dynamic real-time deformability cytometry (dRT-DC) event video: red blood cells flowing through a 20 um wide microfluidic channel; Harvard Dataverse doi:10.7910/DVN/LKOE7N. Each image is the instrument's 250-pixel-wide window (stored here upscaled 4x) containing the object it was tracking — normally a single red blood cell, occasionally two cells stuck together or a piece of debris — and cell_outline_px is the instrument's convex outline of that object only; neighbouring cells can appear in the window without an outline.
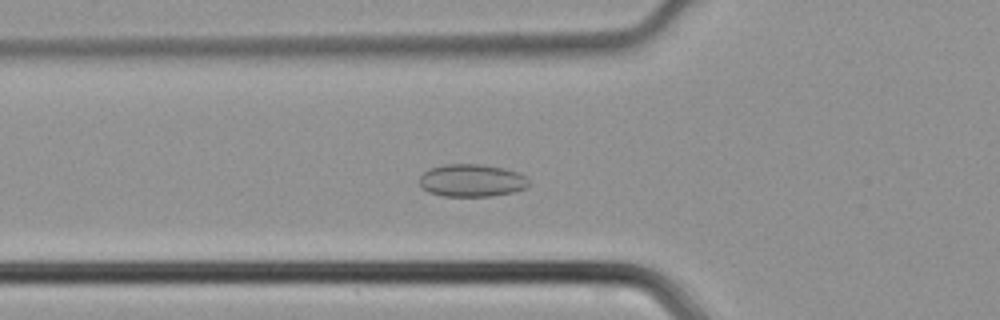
{"species": "common noctule bat (a hibernating species)", "species_latin": "Nyctalus noctula", "temperature_condition": "cold", "stored_images_in_passage": 44, "camera_frame_rate_fps": 3000, "um_per_image_px": 0.085, "animal": {"sex": "male", "body_mass_g": 21.5, "forearm_length_mm": 52.0}, "frame": {"image": 1, "passage_image": 14, "time_ms": 4.333, "image_size_px": [1000, 320], "cell_outline_px": [[528, 188], [512, 192], [492, 196], [444, 196], [428, 192], [420, 184], [420, 176], [424, 172], [432, 168], [444, 164], [480, 164], [504, 168], [516, 172], [524, 176], [528, 180]], "centroid_in_image_um": [40.1, 15.34], "position_along_channel_um": 85.7, "area_um2": 20.63}}
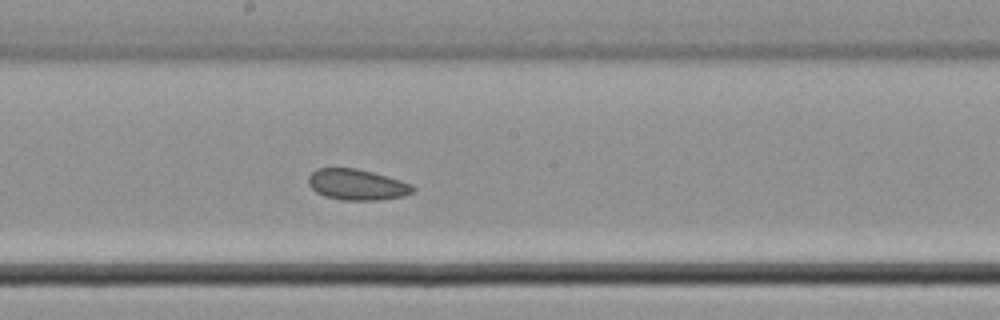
{"frame": {"image": 2, "passage_image": 23, "time_ms": 7.333, "image_size_px": [1000, 320], "cell_outline_px": [[416, 192], [404, 196], [380, 200], [340, 200], [324, 196], [316, 192], [308, 184], [308, 176], [316, 168], [356, 168], [372, 172], [400, 180], [412, 184], [416, 188]], "centroid_in_image_um": [30.36, 15.7], "position_along_channel_um": 217.8, "area_um2": 19.02}}
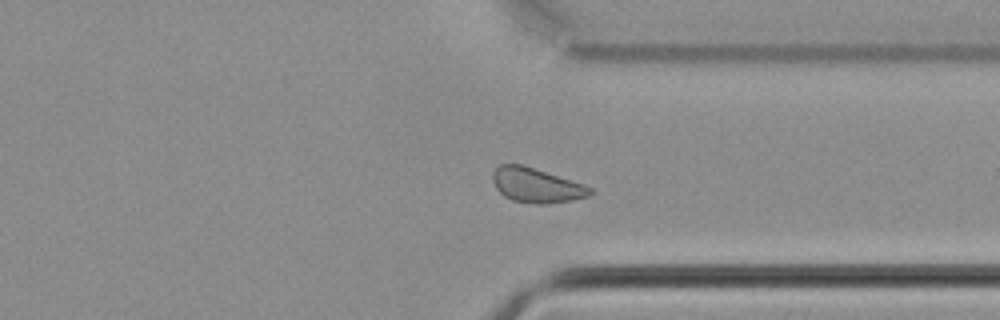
{"frame": {"image": 3, "passage_image": 33, "time_ms": 10.667, "image_size_px": [1000, 320], "cell_outline_px": [[596, 192], [588, 196], [572, 200], [544, 204], [532, 204], [512, 200], [504, 196], [496, 188], [492, 180], [492, 172], [500, 164], [520, 164], [584, 184], [592, 188]], "centroid_in_image_um": [45.59, 15.76], "position_along_channel_um": 365.8, "area_um2": 19.59}}